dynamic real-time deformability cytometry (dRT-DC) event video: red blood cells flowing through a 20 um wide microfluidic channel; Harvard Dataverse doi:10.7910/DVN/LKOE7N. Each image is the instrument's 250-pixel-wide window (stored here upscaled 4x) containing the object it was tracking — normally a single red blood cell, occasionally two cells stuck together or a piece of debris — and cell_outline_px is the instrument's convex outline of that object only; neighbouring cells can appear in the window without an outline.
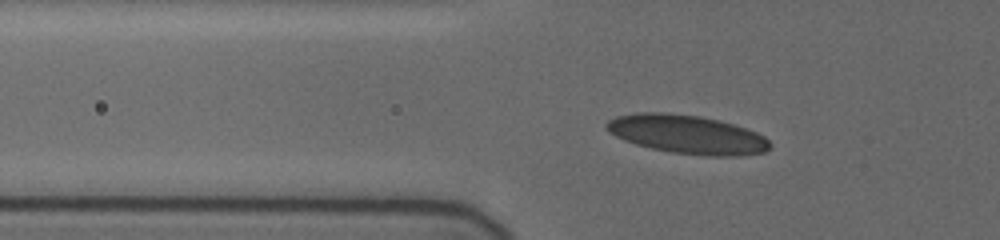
{"species": "human", "species_latin": "Homo sapiens", "temperature_condition": "cold", "stored_images_in_passage": 52, "camera_frame_rate_fps": 3000, "um_per_image_px": 0.085, "donor": {"sex": "female"}, "frame": {"image": 1, "passage_image": 3, "time_ms": 0.667, "image_size_px": [1000, 240], "cell_outline_px": [[772, 148], [764, 152], [736, 156], [704, 156], [672, 152], [652, 148], [636, 144], [624, 140], [616, 136], [604, 124], [608, 120], [616, 116], [640, 112], [660, 112], [700, 116], [720, 120], [756, 132], [764, 136], [772, 144]], "centroid_in_image_um": [58.44, 11.42], "position_along_channel_um": 67.4, "area_um2": 36.7}}
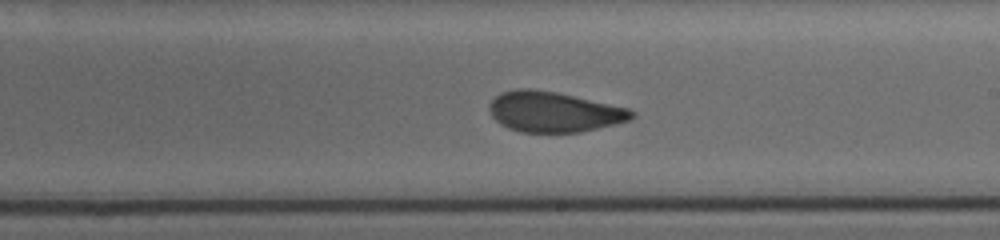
{"frame": {"image": 2, "passage_image": 23, "time_ms": 5.667, "image_size_px": [1000, 240], "cell_outline_px": [[636, 116], [628, 120], [616, 124], [580, 132], [520, 132], [508, 128], [500, 124], [492, 116], [488, 108], [488, 104], [500, 92], [516, 88], [532, 88], [556, 92], [628, 108], [636, 112]], "centroid_in_image_um": [47.05, 9.5], "position_along_channel_um": 242.0, "area_um2": 33.58}}
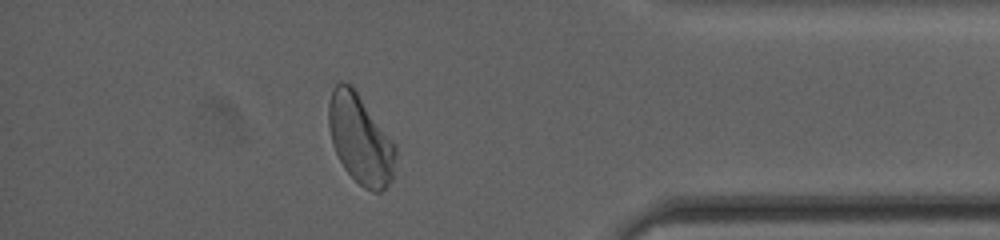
{"frame": {"image": 3, "passage_image": 43, "time_ms": 10.667, "image_size_px": [1000, 240], "cell_outline_px": [[396, 152], [392, 180], [380, 192], [372, 192], [364, 188], [344, 168], [332, 144], [328, 124], [328, 104], [332, 88], [336, 84], [352, 84], [396, 144]], "centroid_in_image_um": [30.63, 11.82], "position_along_channel_um": 404.6, "area_um2": 34.91}, "authors_computed_cell_mechanics": {"area_um2": 34.7667, "velocity_mm_per_s": 3.6763, "shape_relaxation_time_tau1_ms": 6.2994, "shape_relaxation_time_tau2_ms": 1.2175, "deformation_change_tau1": 0.1533, "deformation_change_tau2": 0.0576}}